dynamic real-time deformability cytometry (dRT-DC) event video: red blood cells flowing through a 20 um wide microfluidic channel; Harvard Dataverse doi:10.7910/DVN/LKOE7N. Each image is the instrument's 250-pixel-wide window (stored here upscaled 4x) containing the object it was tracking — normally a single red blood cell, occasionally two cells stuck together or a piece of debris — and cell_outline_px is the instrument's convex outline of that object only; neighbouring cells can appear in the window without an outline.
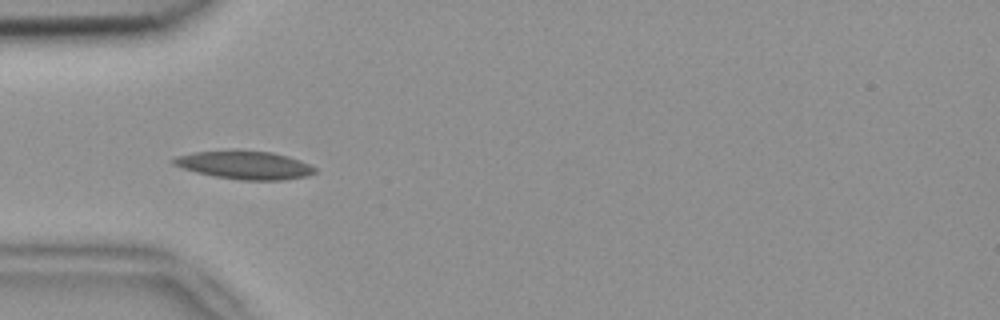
{"species": "common noctule bat (a hibernating species)", "species_latin": "Nyctalus noctula", "temperature_condition": "room temperature", "stored_images_in_passage": 7, "camera_frame_rate_fps": 3000, "um_per_image_px": 0.085, "animal": {"sex": "female", "body_mass_g": 18.4}, "frame": {"image": 1, "passage_image": 5, "time_ms": 1.333, "image_size_px": [1000, 320], "cell_outline_px": [[316, 172], [308, 176], [284, 180], [240, 180], [216, 176], [196, 172], [172, 164], [168, 160], [176, 156], [192, 152], [232, 148], [272, 152], [288, 156], [300, 160], [316, 168]], "centroid_in_image_um": [20.76, 13.99], "position_along_channel_um": 64.2, "area_um2": 23.87}}